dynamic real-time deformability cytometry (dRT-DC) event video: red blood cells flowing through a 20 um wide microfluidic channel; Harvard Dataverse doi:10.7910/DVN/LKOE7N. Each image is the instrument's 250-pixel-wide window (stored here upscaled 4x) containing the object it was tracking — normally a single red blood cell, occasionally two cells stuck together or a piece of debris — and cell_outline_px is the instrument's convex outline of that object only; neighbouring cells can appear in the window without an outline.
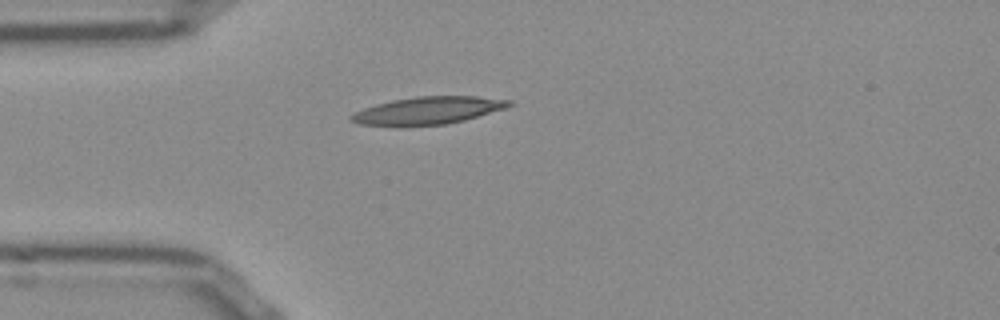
{"species": "Egyptian fruit bat (a non-hibernating species)", "species_latin": "Rousettus aegyptiacus", "temperature_condition": "room temperature", "stored_images_in_passage": 39, "camera_frame_rate_fps": 3000, "um_per_image_px": 0.085, "frame": {"image": 1, "passage_image": 1, "time_ms": 0.0, "image_size_px": [1000, 320], "cell_outline_px": [[516, 104], [508, 108], [464, 120], [448, 124], [400, 128], [396, 128], [360, 124], [352, 120], [348, 116], [364, 108], [376, 104], [392, 100], [416, 96], [476, 96], [512, 100]], "centroid_in_image_um": [36.39, 9.42], "position_along_channel_um": 48.6, "area_um2": 26.13}}
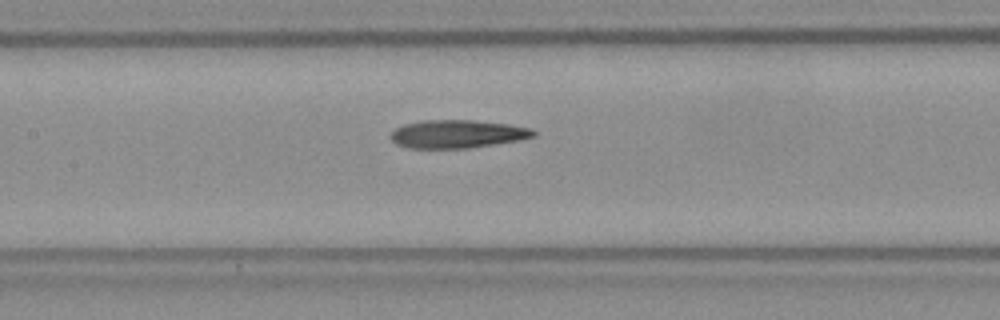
{"frame": {"image": 2, "passage_image": 11, "time_ms": 3.333, "image_size_px": [1000, 320], "cell_outline_px": [[536, 136], [520, 140], [468, 148], [408, 148], [396, 144], [392, 140], [392, 132], [396, 128], [404, 124], [420, 120], [472, 120], [508, 124], [532, 128], [536, 132]], "centroid_in_image_um": [38.89, 11.38], "position_along_channel_um": 168.5, "area_um2": 23.41}}
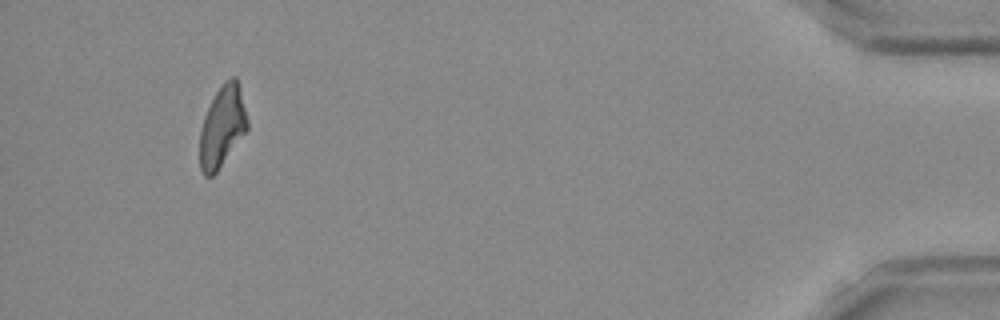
{"frame": {"image": 3, "passage_image": 36, "time_ms": 11.667, "image_size_px": [1000, 320], "cell_outline_px": [[248, 128], [216, 172], [212, 176], [204, 176], [200, 168], [200, 128], [204, 116], [216, 92], [224, 80], [232, 76], [236, 76], [240, 88], [248, 120]], "centroid_in_image_um": [18.89, 10.73], "position_along_channel_um": 416.3, "area_um2": 22.25}, "authors_computed_cell_mechanics": {"area_um2": 23.4668, "velocity_mm_per_s": 3.8708, "shape_relaxation_time_tau1_ms": null, "shape_relaxation_time_tau2_ms": 3.5702, "deformation_change_tau1": null, "deformation_change_tau2": 0.142}}